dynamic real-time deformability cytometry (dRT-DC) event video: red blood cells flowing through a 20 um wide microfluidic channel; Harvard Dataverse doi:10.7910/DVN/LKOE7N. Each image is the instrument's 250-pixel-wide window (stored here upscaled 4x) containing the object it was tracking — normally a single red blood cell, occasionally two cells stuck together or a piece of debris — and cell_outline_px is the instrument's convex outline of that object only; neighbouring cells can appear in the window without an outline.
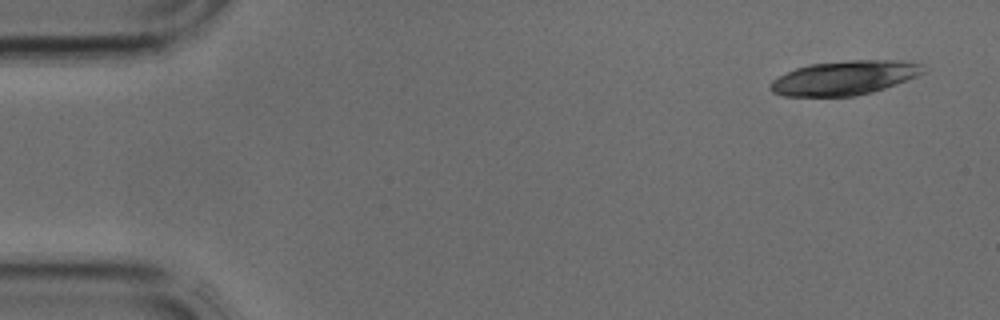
{"species": "common noctule bat (a hibernating species)", "species_latin": "Nyctalus noctula", "temperature_condition": "cold", "stored_images_in_passage": 39, "camera_frame_rate_fps": 3000, "um_per_image_px": 0.085, "animal": {"sex": "male", "body_mass_g": 17.9, "forearm_length_mm": 54.2}, "frame": {"image": 1, "passage_image": 1, "time_ms": 0.0, "image_size_px": [1000, 320], "cell_outline_px": [[924, 72], [916, 76], [884, 88], [872, 92], [856, 96], [784, 96], [772, 92], [768, 88], [772, 80], [796, 68], [808, 64], [852, 60], [900, 60], [920, 64]], "centroid_in_image_um": [71.73, 6.62], "position_along_channel_um": 13.3, "area_um2": 30.17}}